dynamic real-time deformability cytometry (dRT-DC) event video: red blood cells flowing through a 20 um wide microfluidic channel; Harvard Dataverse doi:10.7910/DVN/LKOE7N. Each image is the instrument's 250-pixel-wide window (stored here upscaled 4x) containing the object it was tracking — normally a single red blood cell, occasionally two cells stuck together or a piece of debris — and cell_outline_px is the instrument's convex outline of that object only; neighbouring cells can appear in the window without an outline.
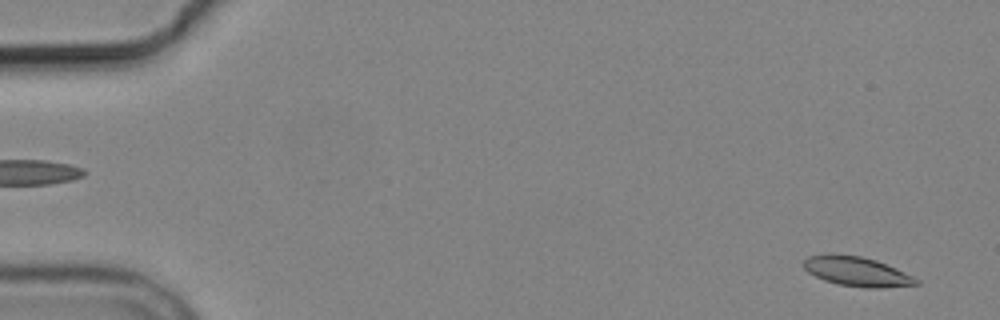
{"species": "common noctule bat (a hibernating species)", "species_latin": "Nyctalus noctula", "temperature_condition": "cold", "stored_images_in_passage": 4, "segment_of_instrument_passage": [2, 2], "camera_frame_rate_fps": 3000, "um_per_image_px": 0.085, "animal": {"sex": "male", "body_mass_g": 19.2, "forearm_length_mm": 51.8}, "frame": {"image": 1, "passage_image": 4, "time_ms": 3.333, "image_size_px": [1000, 320], "cell_outline_px": [[920, 284], [880, 288], [868, 288], [836, 284], [824, 280], [808, 272], [804, 268], [804, 260], [808, 256], [828, 252], [860, 256], [876, 260], [912, 276], [920, 280]], "centroid_in_image_um": [72.79, 23.06], "position_along_channel_um": 12.2, "area_um2": 19.42}}